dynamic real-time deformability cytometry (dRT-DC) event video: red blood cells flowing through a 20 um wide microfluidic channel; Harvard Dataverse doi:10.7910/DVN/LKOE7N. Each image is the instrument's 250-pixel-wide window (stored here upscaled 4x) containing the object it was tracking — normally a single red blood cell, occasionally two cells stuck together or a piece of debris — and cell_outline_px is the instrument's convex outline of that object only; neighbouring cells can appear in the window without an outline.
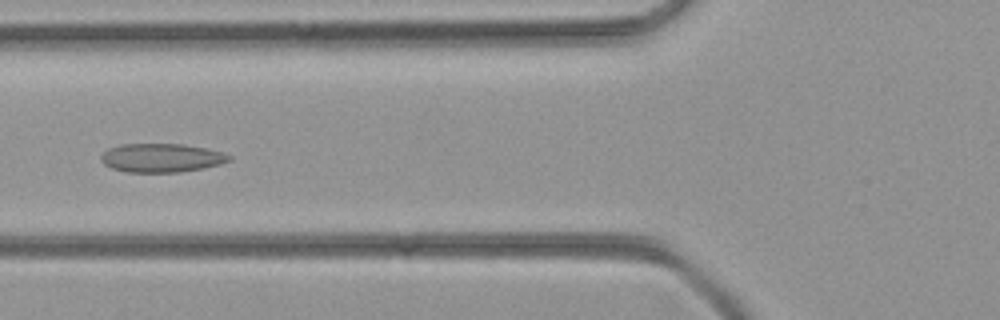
{"species": "common noctule bat (a hibernating species)", "species_latin": "Nyctalus noctula", "temperature_condition": "room temperature", "stored_images_in_passage": 49, "camera_frame_rate_fps": 3000, "um_per_image_px": 0.085, "animal": {"sex": "female", "body_mass_g": 21.9}, "frame": {"image": 1, "passage_image": 18, "time_ms": 5.667, "image_size_px": [1000, 320], "cell_outline_px": [[232, 160], [220, 164], [204, 168], [180, 172], [128, 172], [112, 168], [104, 164], [100, 160], [100, 156], [108, 148], [120, 144], [184, 144], [208, 148], [224, 152], [232, 156]], "centroid_in_image_um": [13.76, 13.41], "position_along_channel_um": 112.0, "area_um2": 21.68}}
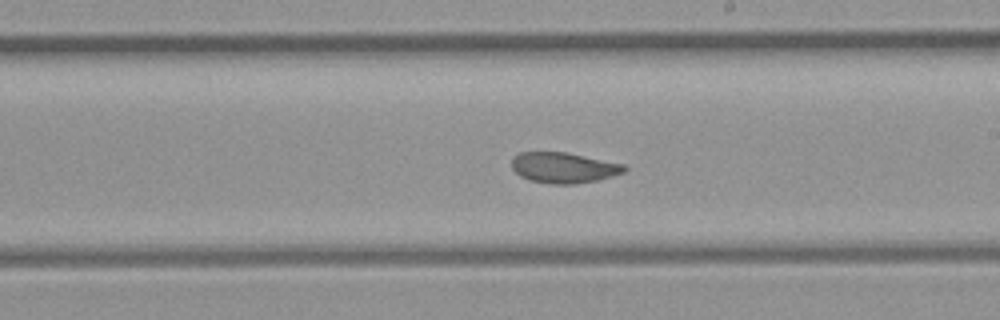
{"frame": {"image": 2, "passage_image": 27, "time_ms": 8.667, "image_size_px": [1000, 320], "cell_outline_px": [[628, 168], [624, 172], [612, 176], [596, 180], [576, 184], [552, 184], [528, 180], [520, 176], [512, 168], [512, 156], [520, 152], [564, 152], [624, 164]], "centroid_in_image_um": [47.88, 14.25], "position_along_channel_um": 241.1, "area_um2": 20.06}}
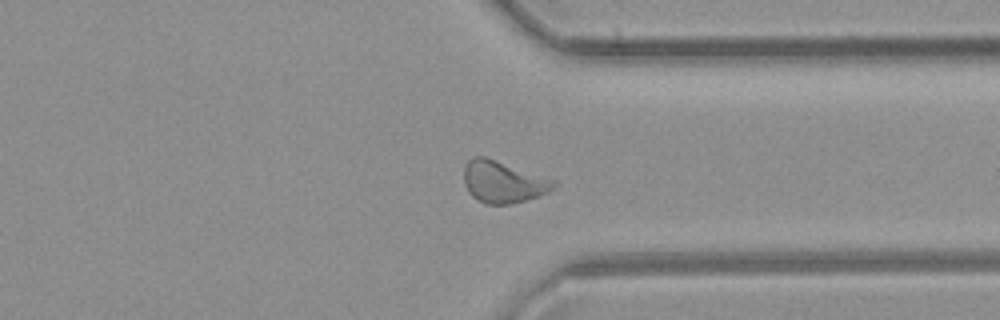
{"frame": {"image": 3, "passage_image": 36, "time_ms": 11.667, "image_size_px": [1000, 320], "cell_outline_px": [[556, 184], [548, 192], [540, 196], [512, 204], [484, 204], [476, 200], [468, 192], [464, 184], [464, 164], [472, 156], [484, 156], [556, 180]], "centroid_in_image_um": [42.73, 15.47], "position_along_channel_um": 368.7, "area_um2": 22.08}}